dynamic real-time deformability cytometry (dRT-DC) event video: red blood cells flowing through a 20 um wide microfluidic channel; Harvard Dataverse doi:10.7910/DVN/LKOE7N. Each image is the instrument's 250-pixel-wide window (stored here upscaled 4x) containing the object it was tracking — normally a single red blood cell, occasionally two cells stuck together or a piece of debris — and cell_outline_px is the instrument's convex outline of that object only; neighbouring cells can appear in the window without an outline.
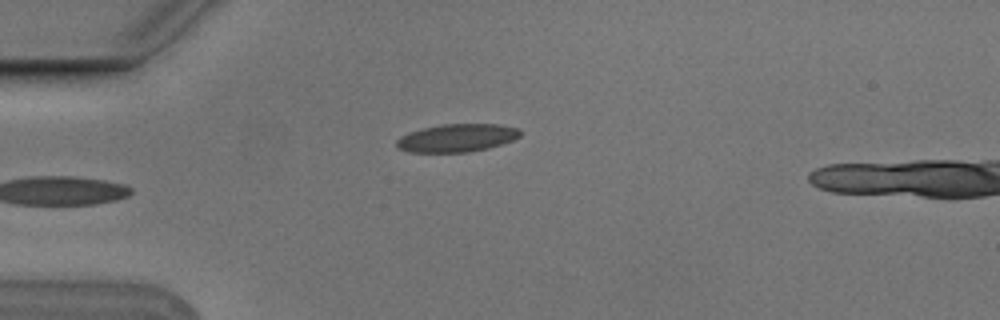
{"species": "Egyptian fruit bat (a non-hibernating species)", "species_latin": "Rousettus aegyptiacus", "temperature_condition": "cold", "stored_images_in_passage": 3, "camera_frame_rate_fps": 3000, "um_per_image_px": 0.085, "animal": {"sex": "male"}, "frame": {"image": 1, "passage_image": 2, "time_ms": 0.333, "image_size_px": [1000, 320], "cell_outline_px": [[520, 136], [512, 140], [488, 148], [468, 152], [408, 152], [396, 148], [396, 140], [400, 136], [408, 132], [440, 124], [500, 124], [520, 128]], "centroid_in_image_um": [38.81, 11.72], "position_along_channel_um": 46.2, "area_um2": 20.23}}
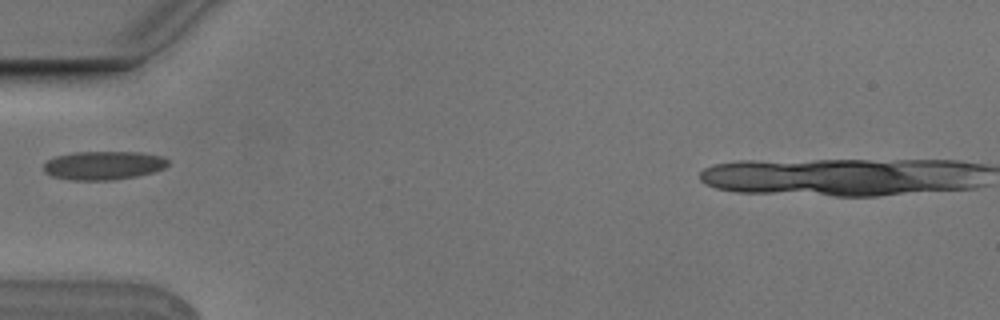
{"frame": {"image": 2, "passage_image": 3, "time_ms": 0.667, "image_size_px": [1000, 320], "cell_outline_px": [[168, 164], [164, 168], [152, 172], [136, 176], [112, 180], [72, 180], [52, 176], [44, 172], [44, 164], [48, 160], [56, 156], [76, 152], [140, 152], [164, 156], [168, 160]], "centroid_in_image_um": [8.81, 14.05], "position_along_channel_um": 76.2, "area_um2": 20.69}}